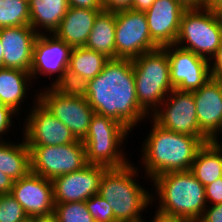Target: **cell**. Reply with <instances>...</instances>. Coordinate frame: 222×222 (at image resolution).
Wrapping results in <instances>:
<instances>
[{
	"label": "cell",
	"mask_w": 222,
	"mask_h": 222,
	"mask_svg": "<svg viewBox=\"0 0 222 222\" xmlns=\"http://www.w3.org/2000/svg\"><path fill=\"white\" fill-rule=\"evenodd\" d=\"M33 98L31 109L28 107V116L24 111L26 117L22 119L25 124L21 130L27 146H56L76 142L71 130L38 101V90Z\"/></svg>",
	"instance_id": "cell-10"
},
{
	"label": "cell",
	"mask_w": 222,
	"mask_h": 222,
	"mask_svg": "<svg viewBox=\"0 0 222 222\" xmlns=\"http://www.w3.org/2000/svg\"><path fill=\"white\" fill-rule=\"evenodd\" d=\"M150 117L172 132L206 137L199 128L193 92L173 89Z\"/></svg>",
	"instance_id": "cell-12"
},
{
	"label": "cell",
	"mask_w": 222,
	"mask_h": 222,
	"mask_svg": "<svg viewBox=\"0 0 222 222\" xmlns=\"http://www.w3.org/2000/svg\"><path fill=\"white\" fill-rule=\"evenodd\" d=\"M31 222H58L54 214L40 217H32Z\"/></svg>",
	"instance_id": "cell-42"
},
{
	"label": "cell",
	"mask_w": 222,
	"mask_h": 222,
	"mask_svg": "<svg viewBox=\"0 0 222 222\" xmlns=\"http://www.w3.org/2000/svg\"><path fill=\"white\" fill-rule=\"evenodd\" d=\"M190 171L204 185L222 177V141H210L198 150Z\"/></svg>",
	"instance_id": "cell-24"
},
{
	"label": "cell",
	"mask_w": 222,
	"mask_h": 222,
	"mask_svg": "<svg viewBox=\"0 0 222 222\" xmlns=\"http://www.w3.org/2000/svg\"><path fill=\"white\" fill-rule=\"evenodd\" d=\"M153 215V218H150L151 220H149L150 222H190L189 220L181 217L165 215L157 210L154 211ZM143 222L146 221L144 220Z\"/></svg>",
	"instance_id": "cell-38"
},
{
	"label": "cell",
	"mask_w": 222,
	"mask_h": 222,
	"mask_svg": "<svg viewBox=\"0 0 222 222\" xmlns=\"http://www.w3.org/2000/svg\"><path fill=\"white\" fill-rule=\"evenodd\" d=\"M200 131L210 141H221L222 81L211 78L199 90L193 91Z\"/></svg>",
	"instance_id": "cell-17"
},
{
	"label": "cell",
	"mask_w": 222,
	"mask_h": 222,
	"mask_svg": "<svg viewBox=\"0 0 222 222\" xmlns=\"http://www.w3.org/2000/svg\"><path fill=\"white\" fill-rule=\"evenodd\" d=\"M32 84L34 85V82L30 72L20 69L0 68V103L21 115L22 110L24 111L21 106H25L24 100H27V92L30 91Z\"/></svg>",
	"instance_id": "cell-21"
},
{
	"label": "cell",
	"mask_w": 222,
	"mask_h": 222,
	"mask_svg": "<svg viewBox=\"0 0 222 222\" xmlns=\"http://www.w3.org/2000/svg\"><path fill=\"white\" fill-rule=\"evenodd\" d=\"M27 220L29 217L11 193L0 195V222H26Z\"/></svg>",
	"instance_id": "cell-30"
},
{
	"label": "cell",
	"mask_w": 222,
	"mask_h": 222,
	"mask_svg": "<svg viewBox=\"0 0 222 222\" xmlns=\"http://www.w3.org/2000/svg\"><path fill=\"white\" fill-rule=\"evenodd\" d=\"M207 205L222 203V177L205 186Z\"/></svg>",
	"instance_id": "cell-33"
},
{
	"label": "cell",
	"mask_w": 222,
	"mask_h": 222,
	"mask_svg": "<svg viewBox=\"0 0 222 222\" xmlns=\"http://www.w3.org/2000/svg\"><path fill=\"white\" fill-rule=\"evenodd\" d=\"M86 99L94 113L118 121L130 132L150 117L138 103L131 59H109L101 73L88 80Z\"/></svg>",
	"instance_id": "cell-1"
},
{
	"label": "cell",
	"mask_w": 222,
	"mask_h": 222,
	"mask_svg": "<svg viewBox=\"0 0 222 222\" xmlns=\"http://www.w3.org/2000/svg\"><path fill=\"white\" fill-rule=\"evenodd\" d=\"M211 78L222 79V44L209 60Z\"/></svg>",
	"instance_id": "cell-35"
},
{
	"label": "cell",
	"mask_w": 222,
	"mask_h": 222,
	"mask_svg": "<svg viewBox=\"0 0 222 222\" xmlns=\"http://www.w3.org/2000/svg\"><path fill=\"white\" fill-rule=\"evenodd\" d=\"M151 185L152 206L165 215L197 222L207 207L205 186L190 170L163 173Z\"/></svg>",
	"instance_id": "cell-3"
},
{
	"label": "cell",
	"mask_w": 222,
	"mask_h": 222,
	"mask_svg": "<svg viewBox=\"0 0 222 222\" xmlns=\"http://www.w3.org/2000/svg\"><path fill=\"white\" fill-rule=\"evenodd\" d=\"M38 35L30 25L1 28L3 67L30 72L33 48Z\"/></svg>",
	"instance_id": "cell-19"
},
{
	"label": "cell",
	"mask_w": 222,
	"mask_h": 222,
	"mask_svg": "<svg viewBox=\"0 0 222 222\" xmlns=\"http://www.w3.org/2000/svg\"><path fill=\"white\" fill-rule=\"evenodd\" d=\"M30 25L29 1L0 0V29Z\"/></svg>",
	"instance_id": "cell-27"
},
{
	"label": "cell",
	"mask_w": 222,
	"mask_h": 222,
	"mask_svg": "<svg viewBox=\"0 0 222 222\" xmlns=\"http://www.w3.org/2000/svg\"><path fill=\"white\" fill-rule=\"evenodd\" d=\"M40 90H38V101L65 124L77 140L82 141L87 136L91 117L94 114L87 99L63 95L47 85Z\"/></svg>",
	"instance_id": "cell-11"
},
{
	"label": "cell",
	"mask_w": 222,
	"mask_h": 222,
	"mask_svg": "<svg viewBox=\"0 0 222 222\" xmlns=\"http://www.w3.org/2000/svg\"><path fill=\"white\" fill-rule=\"evenodd\" d=\"M108 60L104 54L85 46L76 47L72 49L68 69L91 80L101 73Z\"/></svg>",
	"instance_id": "cell-26"
},
{
	"label": "cell",
	"mask_w": 222,
	"mask_h": 222,
	"mask_svg": "<svg viewBox=\"0 0 222 222\" xmlns=\"http://www.w3.org/2000/svg\"><path fill=\"white\" fill-rule=\"evenodd\" d=\"M163 48L168 55L173 89L193 92L211 79L208 59L175 44Z\"/></svg>",
	"instance_id": "cell-13"
},
{
	"label": "cell",
	"mask_w": 222,
	"mask_h": 222,
	"mask_svg": "<svg viewBox=\"0 0 222 222\" xmlns=\"http://www.w3.org/2000/svg\"><path fill=\"white\" fill-rule=\"evenodd\" d=\"M221 0H204L203 8L213 10Z\"/></svg>",
	"instance_id": "cell-43"
},
{
	"label": "cell",
	"mask_w": 222,
	"mask_h": 222,
	"mask_svg": "<svg viewBox=\"0 0 222 222\" xmlns=\"http://www.w3.org/2000/svg\"><path fill=\"white\" fill-rule=\"evenodd\" d=\"M21 139L0 141V171L13 181L31 172L30 149L23 136Z\"/></svg>",
	"instance_id": "cell-23"
},
{
	"label": "cell",
	"mask_w": 222,
	"mask_h": 222,
	"mask_svg": "<svg viewBox=\"0 0 222 222\" xmlns=\"http://www.w3.org/2000/svg\"><path fill=\"white\" fill-rule=\"evenodd\" d=\"M102 10L69 6L54 35L72 48L85 46L98 13Z\"/></svg>",
	"instance_id": "cell-20"
},
{
	"label": "cell",
	"mask_w": 222,
	"mask_h": 222,
	"mask_svg": "<svg viewBox=\"0 0 222 222\" xmlns=\"http://www.w3.org/2000/svg\"><path fill=\"white\" fill-rule=\"evenodd\" d=\"M31 172L49 180L86 166L85 146L81 140L56 146H28Z\"/></svg>",
	"instance_id": "cell-8"
},
{
	"label": "cell",
	"mask_w": 222,
	"mask_h": 222,
	"mask_svg": "<svg viewBox=\"0 0 222 222\" xmlns=\"http://www.w3.org/2000/svg\"><path fill=\"white\" fill-rule=\"evenodd\" d=\"M197 222H222V203L207 205Z\"/></svg>",
	"instance_id": "cell-34"
},
{
	"label": "cell",
	"mask_w": 222,
	"mask_h": 222,
	"mask_svg": "<svg viewBox=\"0 0 222 222\" xmlns=\"http://www.w3.org/2000/svg\"><path fill=\"white\" fill-rule=\"evenodd\" d=\"M11 194L21 204L29 218L54 213L52 180L30 172L25 177L14 181Z\"/></svg>",
	"instance_id": "cell-16"
},
{
	"label": "cell",
	"mask_w": 222,
	"mask_h": 222,
	"mask_svg": "<svg viewBox=\"0 0 222 222\" xmlns=\"http://www.w3.org/2000/svg\"><path fill=\"white\" fill-rule=\"evenodd\" d=\"M151 124L150 132L145 135L142 141V148L139 152L140 165L144 177L150 182L154 177L172 171H188L198 150L204 143L210 142L207 137H195L167 130L158 125L151 117L148 119Z\"/></svg>",
	"instance_id": "cell-2"
},
{
	"label": "cell",
	"mask_w": 222,
	"mask_h": 222,
	"mask_svg": "<svg viewBox=\"0 0 222 222\" xmlns=\"http://www.w3.org/2000/svg\"><path fill=\"white\" fill-rule=\"evenodd\" d=\"M72 49L71 46L58 39L54 34H39L34 44L30 69L34 84L36 79L38 80L40 76H44L49 80L52 79L48 84L51 87L61 77L64 70L68 68Z\"/></svg>",
	"instance_id": "cell-14"
},
{
	"label": "cell",
	"mask_w": 222,
	"mask_h": 222,
	"mask_svg": "<svg viewBox=\"0 0 222 222\" xmlns=\"http://www.w3.org/2000/svg\"><path fill=\"white\" fill-rule=\"evenodd\" d=\"M186 9L178 0H155L145 11L151 39L159 48L175 44Z\"/></svg>",
	"instance_id": "cell-18"
},
{
	"label": "cell",
	"mask_w": 222,
	"mask_h": 222,
	"mask_svg": "<svg viewBox=\"0 0 222 222\" xmlns=\"http://www.w3.org/2000/svg\"><path fill=\"white\" fill-rule=\"evenodd\" d=\"M154 2L155 0H132L131 9L145 12Z\"/></svg>",
	"instance_id": "cell-40"
},
{
	"label": "cell",
	"mask_w": 222,
	"mask_h": 222,
	"mask_svg": "<svg viewBox=\"0 0 222 222\" xmlns=\"http://www.w3.org/2000/svg\"><path fill=\"white\" fill-rule=\"evenodd\" d=\"M51 87L63 95L86 98L88 80L67 68Z\"/></svg>",
	"instance_id": "cell-28"
},
{
	"label": "cell",
	"mask_w": 222,
	"mask_h": 222,
	"mask_svg": "<svg viewBox=\"0 0 222 222\" xmlns=\"http://www.w3.org/2000/svg\"><path fill=\"white\" fill-rule=\"evenodd\" d=\"M185 8H203L204 0H178Z\"/></svg>",
	"instance_id": "cell-41"
},
{
	"label": "cell",
	"mask_w": 222,
	"mask_h": 222,
	"mask_svg": "<svg viewBox=\"0 0 222 222\" xmlns=\"http://www.w3.org/2000/svg\"><path fill=\"white\" fill-rule=\"evenodd\" d=\"M157 48L151 39L144 11L116 12L115 58L133 60Z\"/></svg>",
	"instance_id": "cell-9"
},
{
	"label": "cell",
	"mask_w": 222,
	"mask_h": 222,
	"mask_svg": "<svg viewBox=\"0 0 222 222\" xmlns=\"http://www.w3.org/2000/svg\"><path fill=\"white\" fill-rule=\"evenodd\" d=\"M116 12L102 10L96 16L85 47L115 58Z\"/></svg>",
	"instance_id": "cell-25"
},
{
	"label": "cell",
	"mask_w": 222,
	"mask_h": 222,
	"mask_svg": "<svg viewBox=\"0 0 222 222\" xmlns=\"http://www.w3.org/2000/svg\"><path fill=\"white\" fill-rule=\"evenodd\" d=\"M222 44V21L213 10L190 8L183 12L175 45L208 60Z\"/></svg>",
	"instance_id": "cell-7"
},
{
	"label": "cell",
	"mask_w": 222,
	"mask_h": 222,
	"mask_svg": "<svg viewBox=\"0 0 222 222\" xmlns=\"http://www.w3.org/2000/svg\"><path fill=\"white\" fill-rule=\"evenodd\" d=\"M68 8L67 0H29L30 26L38 34H53Z\"/></svg>",
	"instance_id": "cell-22"
},
{
	"label": "cell",
	"mask_w": 222,
	"mask_h": 222,
	"mask_svg": "<svg viewBox=\"0 0 222 222\" xmlns=\"http://www.w3.org/2000/svg\"><path fill=\"white\" fill-rule=\"evenodd\" d=\"M13 179L0 171V195L10 194L13 187Z\"/></svg>",
	"instance_id": "cell-39"
},
{
	"label": "cell",
	"mask_w": 222,
	"mask_h": 222,
	"mask_svg": "<svg viewBox=\"0 0 222 222\" xmlns=\"http://www.w3.org/2000/svg\"><path fill=\"white\" fill-rule=\"evenodd\" d=\"M69 6L86 9L103 10L102 0H67Z\"/></svg>",
	"instance_id": "cell-37"
},
{
	"label": "cell",
	"mask_w": 222,
	"mask_h": 222,
	"mask_svg": "<svg viewBox=\"0 0 222 222\" xmlns=\"http://www.w3.org/2000/svg\"><path fill=\"white\" fill-rule=\"evenodd\" d=\"M107 167L88 163L82 169L52 180L55 203L86 201L99 194L100 183Z\"/></svg>",
	"instance_id": "cell-15"
},
{
	"label": "cell",
	"mask_w": 222,
	"mask_h": 222,
	"mask_svg": "<svg viewBox=\"0 0 222 222\" xmlns=\"http://www.w3.org/2000/svg\"><path fill=\"white\" fill-rule=\"evenodd\" d=\"M85 202L95 222H115L112 207L100 194L93 195Z\"/></svg>",
	"instance_id": "cell-31"
},
{
	"label": "cell",
	"mask_w": 222,
	"mask_h": 222,
	"mask_svg": "<svg viewBox=\"0 0 222 222\" xmlns=\"http://www.w3.org/2000/svg\"><path fill=\"white\" fill-rule=\"evenodd\" d=\"M3 67V47L0 41V68Z\"/></svg>",
	"instance_id": "cell-45"
},
{
	"label": "cell",
	"mask_w": 222,
	"mask_h": 222,
	"mask_svg": "<svg viewBox=\"0 0 222 222\" xmlns=\"http://www.w3.org/2000/svg\"><path fill=\"white\" fill-rule=\"evenodd\" d=\"M140 107L151 116L173 90L167 51L157 48L132 60Z\"/></svg>",
	"instance_id": "cell-6"
},
{
	"label": "cell",
	"mask_w": 222,
	"mask_h": 222,
	"mask_svg": "<svg viewBox=\"0 0 222 222\" xmlns=\"http://www.w3.org/2000/svg\"><path fill=\"white\" fill-rule=\"evenodd\" d=\"M134 165L131 161L123 167L107 168L101 179L99 194L112 207L115 222H143L144 211L152 205V190L142 186L137 179L141 168Z\"/></svg>",
	"instance_id": "cell-4"
},
{
	"label": "cell",
	"mask_w": 222,
	"mask_h": 222,
	"mask_svg": "<svg viewBox=\"0 0 222 222\" xmlns=\"http://www.w3.org/2000/svg\"><path fill=\"white\" fill-rule=\"evenodd\" d=\"M53 214L58 222H95L85 201L55 203Z\"/></svg>",
	"instance_id": "cell-29"
},
{
	"label": "cell",
	"mask_w": 222,
	"mask_h": 222,
	"mask_svg": "<svg viewBox=\"0 0 222 222\" xmlns=\"http://www.w3.org/2000/svg\"><path fill=\"white\" fill-rule=\"evenodd\" d=\"M17 116L19 115L10 107L0 103V141L8 140L9 138H11L7 134H10V132L13 131L12 129H15L14 119H16ZM5 134L8 137L7 139L4 136Z\"/></svg>",
	"instance_id": "cell-32"
},
{
	"label": "cell",
	"mask_w": 222,
	"mask_h": 222,
	"mask_svg": "<svg viewBox=\"0 0 222 222\" xmlns=\"http://www.w3.org/2000/svg\"><path fill=\"white\" fill-rule=\"evenodd\" d=\"M216 16L222 21V0L219 4L213 9Z\"/></svg>",
	"instance_id": "cell-44"
},
{
	"label": "cell",
	"mask_w": 222,
	"mask_h": 222,
	"mask_svg": "<svg viewBox=\"0 0 222 222\" xmlns=\"http://www.w3.org/2000/svg\"><path fill=\"white\" fill-rule=\"evenodd\" d=\"M130 131L118 121L97 113L91 117L87 136L82 140L87 163L119 168L130 163L126 150ZM122 147V148H121ZM126 151V152H124ZM127 156V157H126Z\"/></svg>",
	"instance_id": "cell-5"
},
{
	"label": "cell",
	"mask_w": 222,
	"mask_h": 222,
	"mask_svg": "<svg viewBox=\"0 0 222 222\" xmlns=\"http://www.w3.org/2000/svg\"><path fill=\"white\" fill-rule=\"evenodd\" d=\"M132 0H102L103 10L117 12L131 9Z\"/></svg>",
	"instance_id": "cell-36"
}]
</instances>
